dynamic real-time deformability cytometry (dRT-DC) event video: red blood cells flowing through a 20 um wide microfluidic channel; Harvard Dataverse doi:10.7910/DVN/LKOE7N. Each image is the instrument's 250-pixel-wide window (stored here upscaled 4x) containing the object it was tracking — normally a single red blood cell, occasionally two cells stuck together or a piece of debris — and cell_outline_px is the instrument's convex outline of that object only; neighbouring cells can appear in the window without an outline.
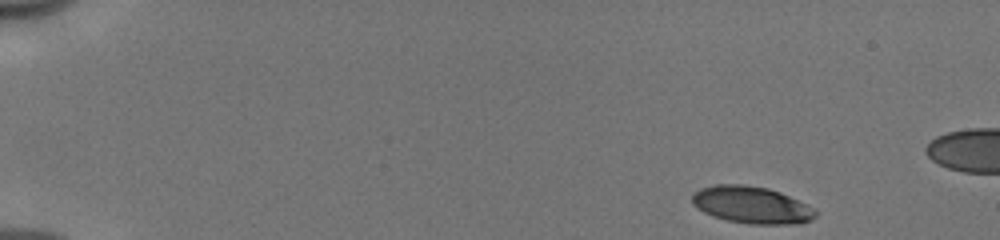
{"species": "human", "species_latin": "Homo sapiens", "temperature_condition": "cold", "stored_images_in_passage": 47, "camera_frame_rate_fps": 3000, "um_per_image_px": 0.085, "donor": {"sex": "male"}, "frame": {"image": 1, "passage_image": 1, "time_ms": 0.0, "image_size_px": [1000, 240], "cell_outline_px": [[816, 216], [812, 220], [800, 224], [752, 224], [728, 220], [712, 216], [696, 208], [692, 204], [692, 192], [700, 188], [716, 184], [744, 184], [768, 188], [780, 192], [812, 208], [816, 212]], "centroid_in_image_um": [63.84, 17.41], "position_along_channel_um": 21.2, "area_um2": 26.65}}
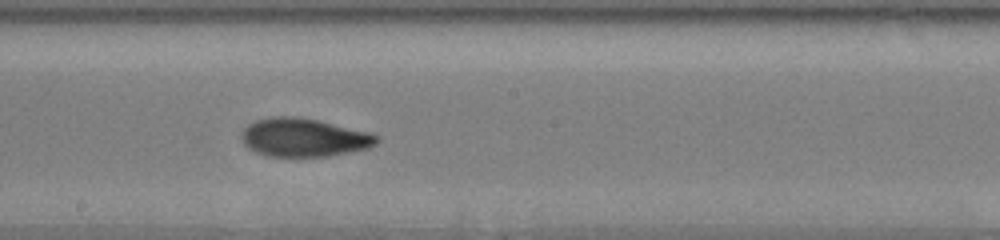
{"frame": {"image": 2, "passage_image": 26, "time_ms": 8.333, "image_size_px": [1000, 240], "cell_outline_px": [[380, 140], [376, 144], [368, 148], [328, 156], [268, 156], [256, 152], [248, 148], [244, 144], [240, 136], [244, 128], [248, 124], [256, 120], [272, 116], [296, 116], [316, 120], [368, 132], [380, 136]], "centroid_in_image_um": [25.8, 11.68], "position_along_channel_um": 222.4, "area_um2": 30.11}}
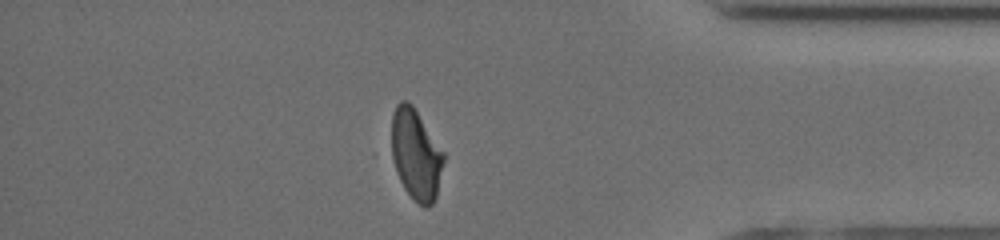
{"frame": {"image": 3, "passage_image": 41, "time_ms": 13.333, "image_size_px": [1000, 240], "cell_outline_px": [[444, 160], [436, 196], [432, 204], [424, 208], [404, 188], [396, 172], [392, 156], [392, 112], [396, 104], [400, 100], [408, 100], [412, 104], [444, 152]], "centroid_in_image_um": [35.34, 13.09], "position_along_channel_um": 399.9, "area_um2": 27.34}}